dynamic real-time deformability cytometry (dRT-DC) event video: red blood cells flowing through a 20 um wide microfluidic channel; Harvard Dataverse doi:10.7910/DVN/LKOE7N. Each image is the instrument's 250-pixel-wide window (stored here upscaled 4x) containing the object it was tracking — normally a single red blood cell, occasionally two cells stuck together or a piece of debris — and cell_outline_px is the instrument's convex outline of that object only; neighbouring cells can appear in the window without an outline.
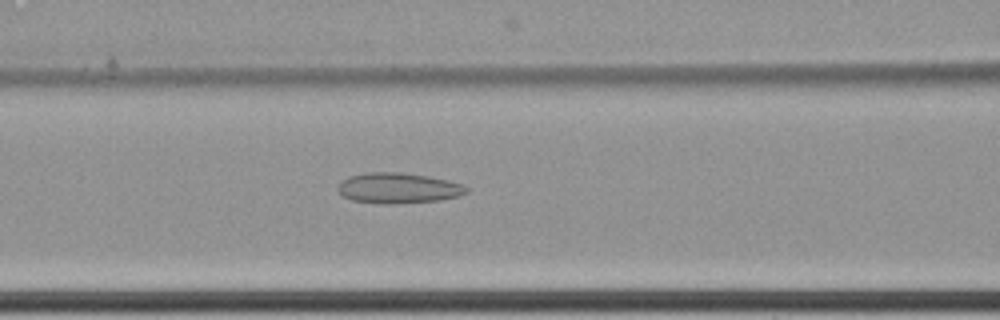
{"species": "common noctule bat (a hibernating species)", "species_latin": "Nyctalus noctula", "temperature_condition": "cold", "stored_images_in_passage": 64, "camera_frame_rate_fps": 3000, "um_per_image_px": 0.085, "animal": {"sex": "female", "body_mass_g": 22.7, "forearm_length_mm": 54.2}, "frame": {"image": 1, "passage_image": 30, "time_ms": 9.667, "image_size_px": [1000, 320], "cell_outline_px": [[468, 192], [456, 196], [440, 200], [396, 204], [384, 204], [352, 200], [344, 196], [336, 188], [348, 176], [368, 172], [400, 172], [428, 176], [448, 180], [464, 184], [468, 188]], "centroid_in_image_um": [33.87, 15.98], "position_along_channel_um": 132.7, "area_um2": 22.83}}
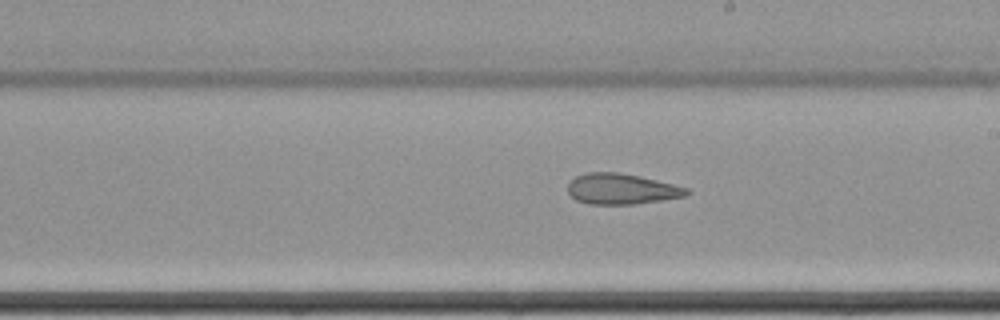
{"frame": {"image": 2, "passage_image": 39, "time_ms": 12.667, "image_size_px": [1000, 320], "cell_outline_px": [[692, 192], [688, 196], [632, 204], [588, 204], [576, 200], [568, 192], [568, 184], [576, 176], [588, 172], [616, 172], [640, 176], [688, 188]], "centroid_in_image_um": [52.84, 16.06], "position_along_channel_um": 236.2, "area_um2": 21.15}}
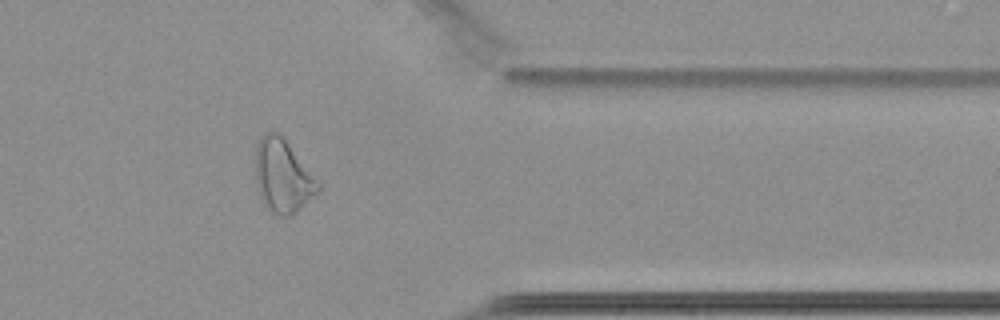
{"frame": {"image": 3, "passage_image": 53, "time_ms": 17.333, "image_size_px": [1000, 320], "cell_outline_px": [[320, 192], [296, 212], [288, 216], [276, 216], [268, 208], [260, 196], [256, 180], [256, 144], [260, 136], [264, 132], [272, 128], [288, 144], [320, 184]], "centroid_in_image_um": [24.02, 14.96], "position_along_channel_um": 387.4, "area_um2": 26.41}, "authors_computed_cell_mechanics": {"area_um2": 28.0619, "velocity_mm_per_s": 3.4495, "shape_relaxation_time_tau1_ms": null, "shape_relaxation_time_tau2_ms": 3.6897, "deformation_change_tau1": null, "deformation_change_tau2": 0.1185}}